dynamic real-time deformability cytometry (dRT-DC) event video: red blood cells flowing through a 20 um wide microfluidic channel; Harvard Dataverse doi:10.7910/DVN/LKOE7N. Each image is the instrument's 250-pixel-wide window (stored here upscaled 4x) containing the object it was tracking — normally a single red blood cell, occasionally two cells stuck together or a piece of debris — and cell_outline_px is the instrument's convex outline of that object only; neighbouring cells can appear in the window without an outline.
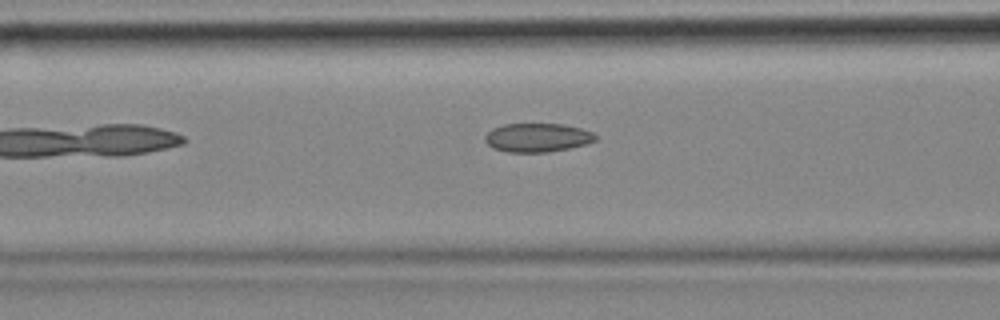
{"species": "common noctule bat (a hibernating species)", "species_latin": "Nyctalus noctula", "temperature_condition": "cold", "stored_images_in_passage": 10, "camera_frame_rate_fps": 3000, "um_per_image_px": 0.085, "animal": {"sex": "female", "body_mass_g": 18.4}, "frame": {"image": 1, "passage_image": 5, "time_ms": 1.333, "image_size_px": [1000, 320], "cell_outline_px": [[596, 140], [584, 144], [568, 148], [548, 152], [508, 152], [496, 148], [488, 144], [484, 140], [484, 136], [492, 128], [504, 124], [564, 124], [580, 128], [592, 132], [596, 136]], "centroid_in_image_um": [45.66, 11.69], "position_along_channel_um": 120.9, "area_um2": 18.32}}